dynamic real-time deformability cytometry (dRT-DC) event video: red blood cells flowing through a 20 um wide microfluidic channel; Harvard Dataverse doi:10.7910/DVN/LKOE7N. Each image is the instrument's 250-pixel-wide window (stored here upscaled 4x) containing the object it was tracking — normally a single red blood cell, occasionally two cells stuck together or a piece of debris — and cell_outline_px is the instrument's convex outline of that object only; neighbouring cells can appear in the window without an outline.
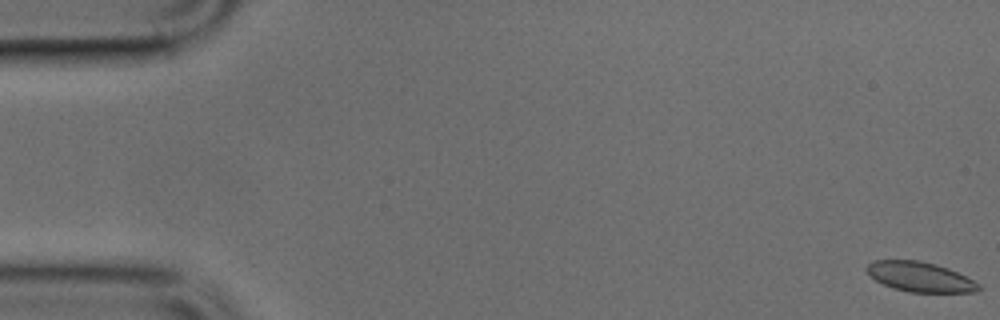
{"species": "common noctule bat (a hibernating species)", "species_latin": "Nyctalus noctula", "temperature_condition": "cold", "stored_images_in_passage": 51, "camera_frame_rate_fps": 3000, "um_per_image_px": 0.085, "animal": {"sex": "male", "body_mass_g": 17.9, "forearm_length_mm": 54.2}, "frame": {"image": 1, "passage_image": 1, "time_ms": 0.0, "image_size_px": [1000, 320], "cell_outline_px": [[984, 288], [976, 292], [908, 292], [892, 288], [876, 280], [864, 268], [872, 260], [920, 260], [936, 264], [948, 268], [980, 284]], "centroid_in_image_um": [78.21, 23.53], "position_along_channel_um": 6.8, "area_um2": 19.48}}
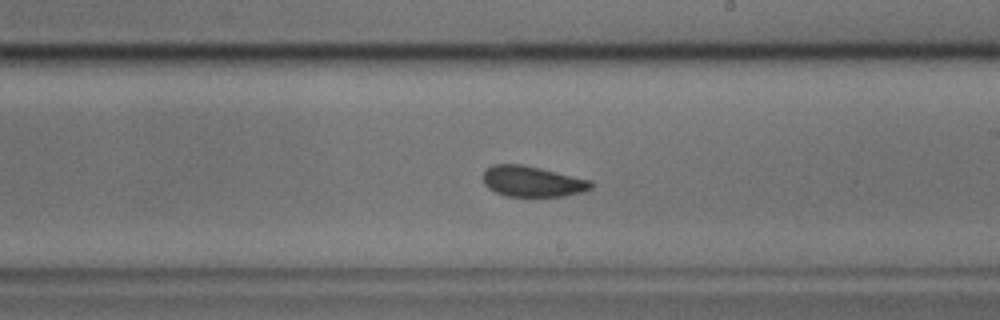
{"frame": {"image": 2, "passage_image": 29, "time_ms": 9.333, "image_size_px": [1000, 320], "cell_outline_px": [[592, 188], [584, 192], [564, 196], [504, 196], [488, 188], [484, 184], [484, 172], [492, 164], [520, 164], [540, 168], [592, 180]], "centroid_in_image_um": [45.27, 15.42], "position_along_channel_um": 243.7, "area_um2": 19.31}}
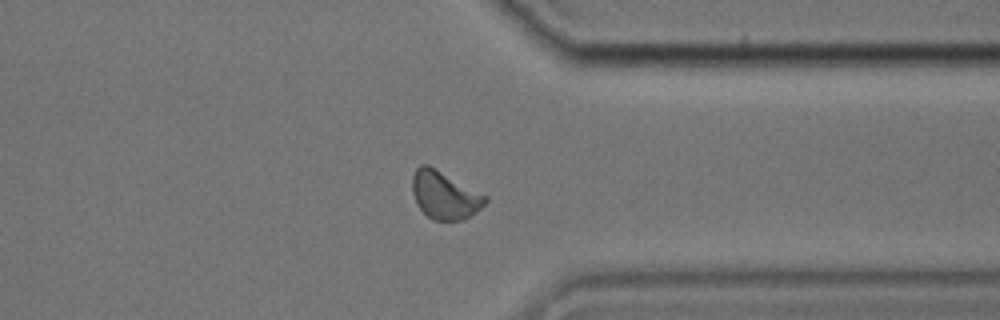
{"frame": {"image": 3, "passage_image": 39, "time_ms": 12.667, "image_size_px": [1000, 320], "cell_outline_px": [[488, 200], [476, 212], [464, 220], [432, 220], [416, 204], [412, 192], [412, 176], [416, 168], [420, 164], [428, 164], [488, 196]], "centroid_in_image_um": [37.78, 16.58], "position_along_channel_um": 373.6, "area_um2": 20.4}}